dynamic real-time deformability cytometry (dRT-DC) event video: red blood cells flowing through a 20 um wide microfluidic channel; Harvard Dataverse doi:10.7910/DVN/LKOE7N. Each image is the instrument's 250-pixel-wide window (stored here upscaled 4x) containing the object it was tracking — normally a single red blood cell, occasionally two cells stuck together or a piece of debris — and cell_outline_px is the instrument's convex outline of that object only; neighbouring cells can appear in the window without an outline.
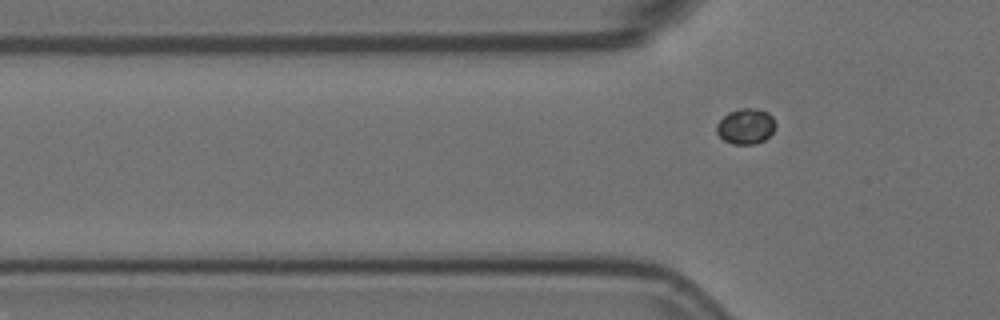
{"species": "Egyptian fruit bat (a non-hibernating species)", "species_latin": "Rousettus aegyptiacus", "temperature_condition": "room temperature", "stored_images_in_passage": 7, "segment_of_instrument_passage": [2, 2], "camera_frame_rate_fps": 3000, "um_per_image_px": 0.085, "animal": {"sex": "female"}, "frame": {"image": 1, "passage_image": 7, "time_ms": 2.0, "image_size_px": [1000, 320], "cell_outline_px": [[776, 128], [764, 140], [756, 144], [732, 144], [724, 140], [716, 132], [716, 124], [728, 112], [740, 108], [756, 108], [768, 112], [772, 116], [776, 124]], "centroid_in_image_um": [63.4, 10.73], "position_along_channel_um": 62.4, "area_um2": 12.31}}